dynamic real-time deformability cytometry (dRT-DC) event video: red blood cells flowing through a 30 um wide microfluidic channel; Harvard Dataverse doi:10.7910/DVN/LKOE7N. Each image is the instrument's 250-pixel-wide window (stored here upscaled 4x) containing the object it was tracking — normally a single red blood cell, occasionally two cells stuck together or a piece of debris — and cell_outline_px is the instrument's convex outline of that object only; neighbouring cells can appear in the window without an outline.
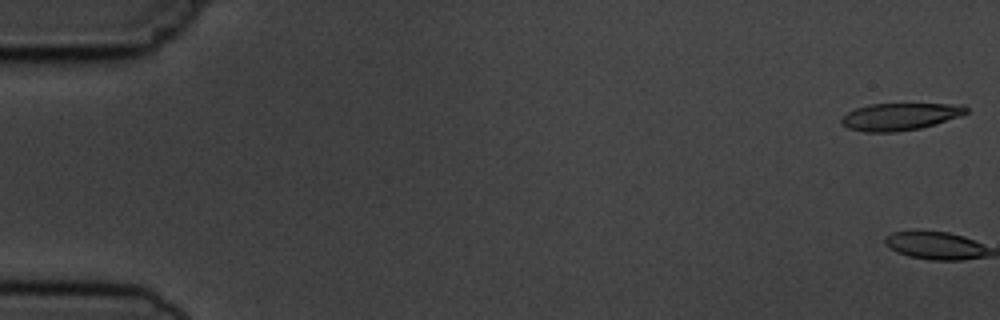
{"species": "common noctule bat (a hibernating species)", "species_latin": "Nyctalus noctula", "temperature_condition": "cold", "stored_images_in_passage": 5, "camera_frame_rate_fps": 3000, "um_per_image_px": 0.085, "animal": {"sex": "male", "body_mass_g": 19.5, "forearm_length_mm": 54.6}, "frame": {"image": 1, "passage_image": 1, "time_ms": 0.0, "image_size_px": [1000, 320], "cell_outline_px": [[968, 112], [960, 116], [936, 124], [920, 128], [896, 132], [864, 132], [848, 128], [840, 124], [840, 120], [848, 112], [856, 108], [868, 104], [964, 104], [968, 108]], "centroid_in_image_um": [76.5, 9.91], "position_along_channel_um": 8.5, "area_um2": 19.88}}